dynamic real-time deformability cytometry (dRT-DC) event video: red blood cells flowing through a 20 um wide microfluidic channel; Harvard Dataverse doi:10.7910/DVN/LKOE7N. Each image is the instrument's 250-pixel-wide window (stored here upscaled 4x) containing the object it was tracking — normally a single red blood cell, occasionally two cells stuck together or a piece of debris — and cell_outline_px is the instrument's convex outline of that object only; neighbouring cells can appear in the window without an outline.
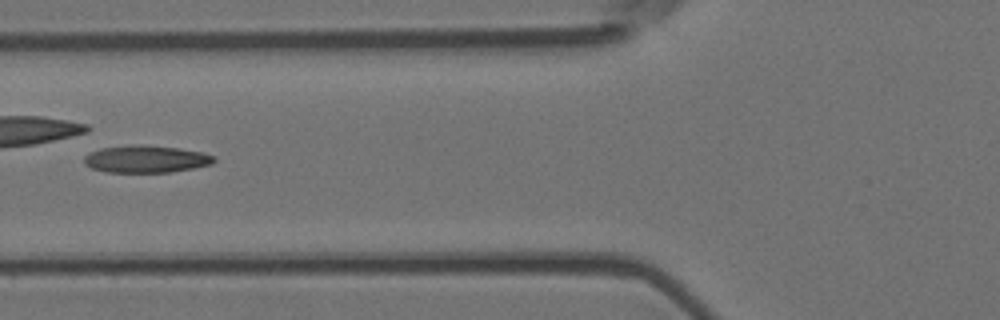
{"species": "Egyptian fruit bat (a non-hibernating species)", "species_latin": "Rousettus aegyptiacus", "temperature_condition": "room temperature", "stored_images_in_passage": 6, "camera_frame_rate_fps": 3000, "um_per_image_px": 0.085, "animal": {"sex": "female"}, "frame": {"image": 1, "passage_image": 5, "time_ms": 1.333, "image_size_px": [1000, 320], "cell_outline_px": [[216, 160], [212, 164], [192, 168], [168, 172], [108, 172], [92, 168], [84, 164], [84, 156], [100, 148], [128, 144], [140, 144], [180, 148], [200, 152], [216, 156]], "centroid_in_image_um": [12.4, 13.5], "position_along_channel_um": 113.4, "area_um2": 20.69}}
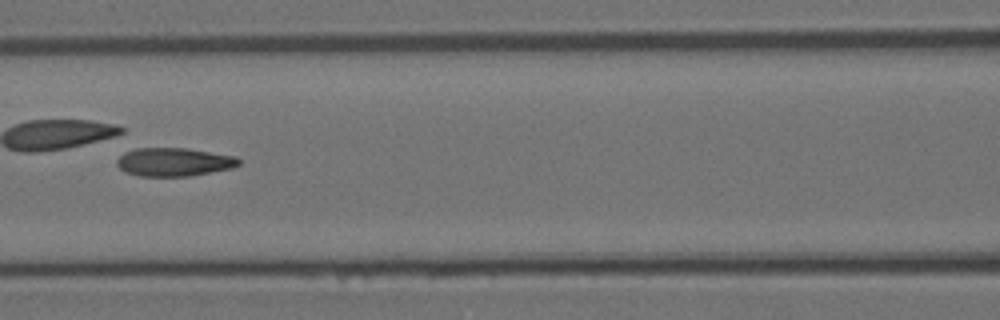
{"frame": {"image": 2, "passage_image": 6, "time_ms": 1.667, "image_size_px": [1000, 320], "cell_outline_px": [[240, 164], [232, 168], [188, 176], [140, 176], [124, 172], [116, 164], [116, 160], [124, 152], [136, 148], [188, 148], [236, 156], [240, 160]], "centroid_in_image_um": [14.77, 13.76], "position_along_channel_um": 151.8, "area_um2": 20.23}}